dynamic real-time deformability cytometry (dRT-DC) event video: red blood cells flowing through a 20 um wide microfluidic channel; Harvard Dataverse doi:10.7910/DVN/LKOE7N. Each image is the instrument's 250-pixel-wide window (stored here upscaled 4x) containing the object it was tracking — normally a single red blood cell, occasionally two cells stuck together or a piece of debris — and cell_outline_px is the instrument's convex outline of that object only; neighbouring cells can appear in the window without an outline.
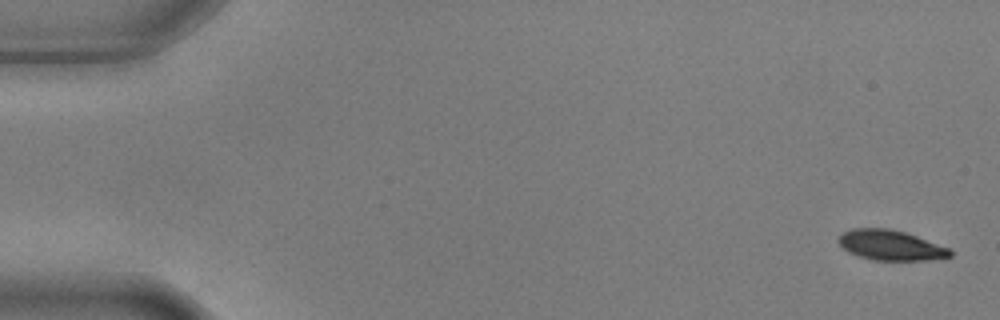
{"species": "common noctule bat (a hibernating species)", "species_latin": "Nyctalus noctula", "temperature_condition": "warm", "stored_images_in_passage": 6, "camera_frame_rate_fps": 3000, "um_per_image_px": 0.085, "animal": {"sex": "male", "body_mass_g": 17.9, "forearm_length_mm": 54.2}, "frame": {"image": 1, "passage_image": 1, "time_ms": 0.0, "image_size_px": [1000, 320], "cell_outline_px": [[952, 256], [928, 260], [872, 260], [848, 252], [836, 240], [840, 232], [852, 228], [892, 228], [916, 236], [948, 248], [952, 252]], "centroid_in_image_um": [75.64, 20.83], "position_along_channel_um": 9.4, "area_um2": 19.59}}
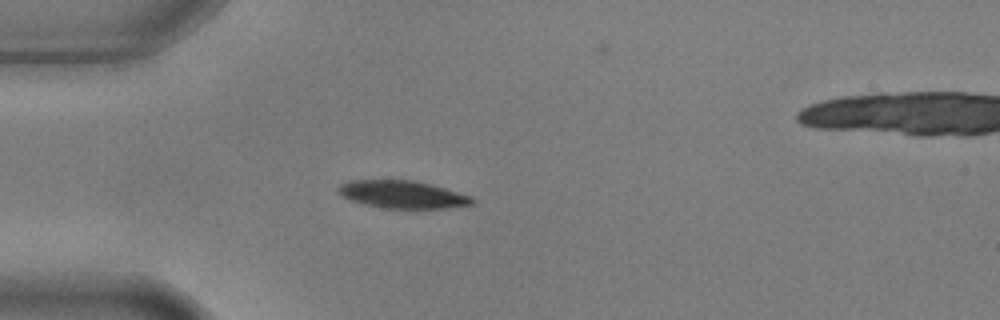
{"frame": {"image": 2, "passage_image": 5, "time_ms": 1.333, "image_size_px": [1000, 320], "cell_outline_px": [[476, 204], [448, 208], [384, 208], [364, 204], [352, 200], [336, 192], [336, 188], [340, 184], [348, 180], [412, 180], [432, 184], [472, 196], [476, 200]], "centroid_in_image_um": [34.24, 16.52], "position_along_channel_um": 50.8, "area_um2": 21.73}}